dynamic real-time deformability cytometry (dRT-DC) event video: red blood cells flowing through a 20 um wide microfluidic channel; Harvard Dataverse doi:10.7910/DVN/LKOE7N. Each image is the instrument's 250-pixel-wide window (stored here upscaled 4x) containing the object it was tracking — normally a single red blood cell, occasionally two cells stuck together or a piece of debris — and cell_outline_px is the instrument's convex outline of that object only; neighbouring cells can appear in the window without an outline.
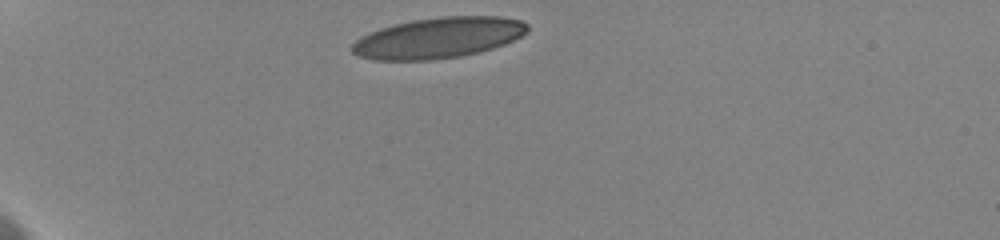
{"species": "human", "species_latin": "Homo sapiens", "temperature_condition": "cold", "stored_images_in_passage": 11, "camera_frame_rate_fps": 3000, "um_per_image_px": 0.085, "donor": {"sex": "female"}, "frame": {"image": 1, "passage_image": 1, "time_ms": 0.0, "image_size_px": [1000, 240], "cell_outline_px": [[528, 32], [504, 44], [480, 52], [460, 56], [432, 60], [372, 60], [356, 56], [352, 52], [352, 44], [360, 36], [380, 28], [412, 20], [444, 16], [500, 16], [520, 20], [528, 24]], "centroid_in_image_um": [37.24, 3.22], "position_along_channel_um": 47.8, "area_um2": 41.73}}